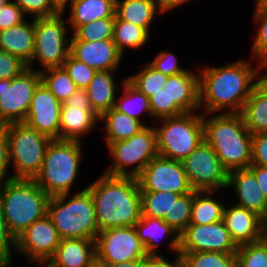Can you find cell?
Returning <instances> with one entry per match:
<instances>
[{
  "label": "cell",
  "instance_id": "cell-33",
  "mask_svg": "<svg viewBox=\"0 0 267 267\" xmlns=\"http://www.w3.org/2000/svg\"><path fill=\"white\" fill-rule=\"evenodd\" d=\"M240 114L252 135L267 132V96L257 87L252 90Z\"/></svg>",
  "mask_w": 267,
  "mask_h": 267
},
{
  "label": "cell",
  "instance_id": "cell-22",
  "mask_svg": "<svg viewBox=\"0 0 267 267\" xmlns=\"http://www.w3.org/2000/svg\"><path fill=\"white\" fill-rule=\"evenodd\" d=\"M231 204H225L223 221L235 244L239 247L260 241L262 217L244 207Z\"/></svg>",
  "mask_w": 267,
  "mask_h": 267
},
{
  "label": "cell",
  "instance_id": "cell-7",
  "mask_svg": "<svg viewBox=\"0 0 267 267\" xmlns=\"http://www.w3.org/2000/svg\"><path fill=\"white\" fill-rule=\"evenodd\" d=\"M158 124H157V123ZM159 156L182 162L204 140L200 111L163 118L153 124Z\"/></svg>",
  "mask_w": 267,
  "mask_h": 267
},
{
  "label": "cell",
  "instance_id": "cell-29",
  "mask_svg": "<svg viewBox=\"0 0 267 267\" xmlns=\"http://www.w3.org/2000/svg\"><path fill=\"white\" fill-rule=\"evenodd\" d=\"M99 123V127L102 124L100 130L104 132L102 138L105 143L103 145L106 146L131 138L145 127L141 121L117 111L114 107L99 117Z\"/></svg>",
  "mask_w": 267,
  "mask_h": 267
},
{
  "label": "cell",
  "instance_id": "cell-59",
  "mask_svg": "<svg viewBox=\"0 0 267 267\" xmlns=\"http://www.w3.org/2000/svg\"><path fill=\"white\" fill-rule=\"evenodd\" d=\"M30 265L39 266V267H52L49 262H27Z\"/></svg>",
  "mask_w": 267,
  "mask_h": 267
},
{
  "label": "cell",
  "instance_id": "cell-52",
  "mask_svg": "<svg viewBox=\"0 0 267 267\" xmlns=\"http://www.w3.org/2000/svg\"><path fill=\"white\" fill-rule=\"evenodd\" d=\"M256 87L267 96V57L256 61Z\"/></svg>",
  "mask_w": 267,
  "mask_h": 267
},
{
  "label": "cell",
  "instance_id": "cell-4",
  "mask_svg": "<svg viewBox=\"0 0 267 267\" xmlns=\"http://www.w3.org/2000/svg\"><path fill=\"white\" fill-rule=\"evenodd\" d=\"M49 198L33 179H10L0 185V206L14 239L47 214Z\"/></svg>",
  "mask_w": 267,
  "mask_h": 267
},
{
  "label": "cell",
  "instance_id": "cell-62",
  "mask_svg": "<svg viewBox=\"0 0 267 267\" xmlns=\"http://www.w3.org/2000/svg\"><path fill=\"white\" fill-rule=\"evenodd\" d=\"M9 0H0V10Z\"/></svg>",
  "mask_w": 267,
  "mask_h": 267
},
{
  "label": "cell",
  "instance_id": "cell-46",
  "mask_svg": "<svg viewBox=\"0 0 267 267\" xmlns=\"http://www.w3.org/2000/svg\"><path fill=\"white\" fill-rule=\"evenodd\" d=\"M15 239L9 233L0 206V267L13 266Z\"/></svg>",
  "mask_w": 267,
  "mask_h": 267
},
{
  "label": "cell",
  "instance_id": "cell-40",
  "mask_svg": "<svg viewBox=\"0 0 267 267\" xmlns=\"http://www.w3.org/2000/svg\"><path fill=\"white\" fill-rule=\"evenodd\" d=\"M236 260L237 267H267V240L239 246Z\"/></svg>",
  "mask_w": 267,
  "mask_h": 267
},
{
  "label": "cell",
  "instance_id": "cell-27",
  "mask_svg": "<svg viewBox=\"0 0 267 267\" xmlns=\"http://www.w3.org/2000/svg\"><path fill=\"white\" fill-rule=\"evenodd\" d=\"M95 257V240L71 238L60 241L48 262L52 267H87Z\"/></svg>",
  "mask_w": 267,
  "mask_h": 267
},
{
  "label": "cell",
  "instance_id": "cell-5",
  "mask_svg": "<svg viewBox=\"0 0 267 267\" xmlns=\"http://www.w3.org/2000/svg\"><path fill=\"white\" fill-rule=\"evenodd\" d=\"M82 144L84 142L53 139L47 145L41 169L33 180L50 197L71 193L78 185L76 180L84 160Z\"/></svg>",
  "mask_w": 267,
  "mask_h": 267
},
{
  "label": "cell",
  "instance_id": "cell-43",
  "mask_svg": "<svg viewBox=\"0 0 267 267\" xmlns=\"http://www.w3.org/2000/svg\"><path fill=\"white\" fill-rule=\"evenodd\" d=\"M63 67L79 89H86L97 72L84 62L74 58L70 53L64 61Z\"/></svg>",
  "mask_w": 267,
  "mask_h": 267
},
{
  "label": "cell",
  "instance_id": "cell-55",
  "mask_svg": "<svg viewBox=\"0 0 267 267\" xmlns=\"http://www.w3.org/2000/svg\"><path fill=\"white\" fill-rule=\"evenodd\" d=\"M194 0H159V6H160V10L164 16V14L168 15V12H175V9L177 10L178 8H180L183 5H187V3L189 4L190 2H193ZM198 1V0H197Z\"/></svg>",
  "mask_w": 267,
  "mask_h": 267
},
{
  "label": "cell",
  "instance_id": "cell-39",
  "mask_svg": "<svg viewBox=\"0 0 267 267\" xmlns=\"http://www.w3.org/2000/svg\"><path fill=\"white\" fill-rule=\"evenodd\" d=\"M115 18H102L79 26L70 37V41L113 40Z\"/></svg>",
  "mask_w": 267,
  "mask_h": 267
},
{
  "label": "cell",
  "instance_id": "cell-13",
  "mask_svg": "<svg viewBox=\"0 0 267 267\" xmlns=\"http://www.w3.org/2000/svg\"><path fill=\"white\" fill-rule=\"evenodd\" d=\"M96 258L106 264L141 260L147 253L134 227L100 231L95 239Z\"/></svg>",
  "mask_w": 267,
  "mask_h": 267
},
{
  "label": "cell",
  "instance_id": "cell-6",
  "mask_svg": "<svg viewBox=\"0 0 267 267\" xmlns=\"http://www.w3.org/2000/svg\"><path fill=\"white\" fill-rule=\"evenodd\" d=\"M86 186L77 192L49 198L47 216L61 240L71 238L95 240L100 232L93 199Z\"/></svg>",
  "mask_w": 267,
  "mask_h": 267
},
{
  "label": "cell",
  "instance_id": "cell-24",
  "mask_svg": "<svg viewBox=\"0 0 267 267\" xmlns=\"http://www.w3.org/2000/svg\"><path fill=\"white\" fill-rule=\"evenodd\" d=\"M69 12H67V11ZM116 0H71L63 9L71 34L84 24L102 18H115Z\"/></svg>",
  "mask_w": 267,
  "mask_h": 267
},
{
  "label": "cell",
  "instance_id": "cell-12",
  "mask_svg": "<svg viewBox=\"0 0 267 267\" xmlns=\"http://www.w3.org/2000/svg\"><path fill=\"white\" fill-rule=\"evenodd\" d=\"M40 83V72L29 67L11 80H0V120L5 125L24 122Z\"/></svg>",
  "mask_w": 267,
  "mask_h": 267
},
{
  "label": "cell",
  "instance_id": "cell-1",
  "mask_svg": "<svg viewBox=\"0 0 267 267\" xmlns=\"http://www.w3.org/2000/svg\"><path fill=\"white\" fill-rule=\"evenodd\" d=\"M255 64L256 60L243 56L222 66H198L200 112L240 113L256 87Z\"/></svg>",
  "mask_w": 267,
  "mask_h": 267
},
{
  "label": "cell",
  "instance_id": "cell-21",
  "mask_svg": "<svg viewBox=\"0 0 267 267\" xmlns=\"http://www.w3.org/2000/svg\"><path fill=\"white\" fill-rule=\"evenodd\" d=\"M98 125L99 116L91 105H61L59 140L84 142V137L99 129Z\"/></svg>",
  "mask_w": 267,
  "mask_h": 267
},
{
  "label": "cell",
  "instance_id": "cell-19",
  "mask_svg": "<svg viewBox=\"0 0 267 267\" xmlns=\"http://www.w3.org/2000/svg\"><path fill=\"white\" fill-rule=\"evenodd\" d=\"M139 240L144 245L147 254H163L162 252L171 251L172 254L178 253L179 234L171 228L163 219L143 216L133 226ZM166 240V241H165ZM164 251L162 245H164Z\"/></svg>",
  "mask_w": 267,
  "mask_h": 267
},
{
  "label": "cell",
  "instance_id": "cell-2",
  "mask_svg": "<svg viewBox=\"0 0 267 267\" xmlns=\"http://www.w3.org/2000/svg\"><path fill=\"white\" fill-rule=\"evenodd\" d=\"M99 231L133 227L141 218V194L137 177L101 173L89 183Z\"/></svg>",
  "mask_w": 267,
  "mask_h": 267
},
{
  "label": "cell",
  "instance_id": "cell-15",
  "mask_svg": "<svg viewBox=\"0 0 267 267\" xmlns=\"http://www.w3.org/2000/svg\"><path fill=\"white\" fill-rule=\"evenodd\" d=\"M137 180L140 191H166L180 195L193 191L182 162L159 155L146 165Z\"/></svg>",
  "mask_w": 267,
  "mask_h": 267
},
{
  "label": "cell",
  "instance_id": "cell-16",
  "mask_svg": "<svg viewBox=\"0 0 267 267\" xmlns=\"http://www.w3.org/2000/svg\"><path fill=\"white\" fill-rule=\"evenodd\" d=\"M237 249L223 220L203 225L189 224L179 234V254L203 251L236 254Z\"/></svg>",
  "mask_w": 267,
  "mask_h": 267
},
{
  "label": "cell",
  "instance_id": "cell-47",
  "mask_svg": "<svg viewBox=\"0 0 267 267\" xmlns=\"http://www.w3.org/2000/svg\"><path fill=\"white\" fill-rule=\"evenodd\" d=\"M27 68L18 57L0 50V80H11Z\"/></svg>",
  "mask_w": 267,
  "mask_h": 267
},
{
  "label": "cell",
  "instance_id": "cell-28",
  "mask_svg": "<svg viewBox=\"0 0 267 267\" xmlns=\"http://www.w3.org/2000/svg\"><path fill=\"white\" fill-rule=\"evenodd\" d=\"M163 15L158 0H116L115 16L145 28L151 35L156 17Z\"/></svg>",
  "mask_w": 267,
  "mask_h": 267
},
{
  "label": "cell",
  "instance_id": "cell-36",
  "mask_svg": "<svg viewBox=\"0 0 267 267\" xmlns=\"http://www.w3.org/2000/svg\"><path fill=\"white\" fill-rule=\"evenodd\" d=\"M145 63L140 65L138 72H134L133 75L130 74L126 77L134 87L149 98L164 89L168 76L154 69L147 61Z\"/></svg>",
  "mask_w": 267,
  "mask_h": 267
},
{
  "label": "cell",
  "instance_id": "cell-26",
  "mask_svg": "<svg viewBox=\"0 0 267 267\" xmlns=\"http://www.w3.org/2000/svg\"><path fill=\"white\" fill-rule=\"evenodd\" d=\"M117 73L118 71H97L86 88L92 109L99 117L114 107L118 92L127 79L123 77L119 83Z\"/></svg>",
  "mask_w": 267,
  "mask_h": 267
},
{
  "label": "cell",
  "instance_id": "cell-63",
  "mask_svg": "<svg viewBox=\"0 0 267 267\" xmlns=\"http://www.w3.org/2000/svg\"><path fill=\"white\" fill-rule=\"evenodd\" d=\"M5 124L0 120V132L4 130Z\"/></svg>",
  "mask_w": 267,
  "mask_h": 267
},
{
  "label": "cell",
  "instance_id": "cell-57",
  "mask_svg": "<svg viewBox=\"0 0 267 267\" xmlns=\"http://www.w3.org/2000/svg\"><path fill=\"white\" fill-rule=\"evenodd\" d=\"M261 239L267 240V213L262 217Z\"/></svg>",
  "mask_w": 267,
  "mask_h": 267
},
{
  "label": "cell",
  "instance_id": "cell-58",
  "mask_svg": "<svg viewBox=\"0 0 267 267\" xmlns=\"http://www.w3.org/2000/svg\"><path fill=\"white\" fill-rule=\"evenodd\" d=\"M87 267H107V264L98 260L96 257Z\"/></svg>",
  "mask_w": 267,
  "mask_h": 267
},
{
  "label": "cell",
  "instance_id": "cell-34",
  "mask_svg": "<svg viewBox=\"0 0 267 267\" xmlns=\"http://www.w3.org/2000/svg\"><path fill=\"white\" fill-rule=\"evenodd\" d=\"M142 215L152 218H171L173 203L181 196L174 192L140 191Z\"/></svg>",
  "mask_w": 267,
  "mask_h": 267
},
{
  "label": "cell",
  "instance_id": "cell-25",
  "mask_svg": "<svg viewBox=\"0 0 267 267\" xmlns=\"http://www.w3.org/2000/svg\"><path fill=\"white\" fill-rule=\"evenodd\" d=\"M34 44L35 18H27L17 26L0 31V50L18 57L26 65L31 62Z\"/></svg>",
  "mask_w": 267,
  "mask_h": 267
},
{
  "label": "cell",
  "instance_id": "cell-53",
  "mask_svg": "<svg viewBox=\"0 0 267 267\" xmlns=\"http://www.w3.org/2000/svg\"><path fill=\"white\" fill-rule=\"evenodd\" d=\"M248 169L255 175L259 187L267 199V167L251 164Z\"/></svg>",
  "mask_w": 267,
  "mask_h": 267
},
{
  "label": "cell",
  "instance_id": "cell-11",
  "mask_svg": "<svg viewBox=\"0 0 267 267\" xmlns=\"http://www.w3.org/2000/svg\"><path fill=\"white\" fill-rule=\"evenodd\" d=\"M182 165L194 191H226L229 172L205 140L182 161Z\"/></svg>",
  "mask_w": 267,
  "mask_h": 267
},
{
  "label": "cell",
  "instance_id": "cell-48",
  "mask_svg": "<svg viewBox=\"0 0 267 267\" xmlns=\"http://www.w3.org/2000/svg\"><path fill=\"white\" fill-rule=\"evenodd\" d=\"M28 18L23 11L9 0L0 10V31L17 26Z\"/></svg>",
  "mask_w": 267,
  "mask_h": 267
},
{
  "label": "cell",
  "instance_id": "cell-8",
  "mask_svg": "<svg viewBox=\"0 0 267 267\" xmlns=\"http://www.w3.org/2000/svg\"><path fill=\"white\" fill-rule=\"evenodd\" d=\"M4 130L8 137L12 179H34L51 139L24 122L6 124Z\"/></svg>",
  "mask_w": 267,
  "mask_h": 267
},
{
  "label": "cell",
  "instance_id": "cell-49",
  "mask_svg": "<svg viewBox=\"0 0 267 267\" xmlns=\"http://www.w3.org/2000/svg\"><path fill=\"white\" fill-rule=\"evenodd\" d=\"M251 164L267 167V132L252 135Z\"/></svg>",
  "mask_w": 267,
  "mask_h": 267
},
{
  "label": "cell",
  "instance_id": "cell-3",
  "mask_svg": "<svg viewBox=\"0 0 267 267\" xmlns=\"http://www.w3.org/2000/svg\"><path fill=\"white\" fill-rule=\"evenodd\" d=\"M204 140L228 170L247 169L252 162V134L240 113L203 114Z\"/></svg>",
  "mask_w": 267,
  "mask_h": 267
},
{
  "label": "cell",
  "instance_id": "cell-35",
  "mask_svg": "<svg viewBox=\"0 0 267 267\" xmlns=\"http://www.w3.org/2000/svg\"><path fill=\"white\" fill-rule=\"evenodd\" d=\"M41 82L61 102H65L77 87L65 68L51 67L40 71Z\"/></svg>",
  "mask_w": 267,
  "mask_h": 267
},
{
  "label": "cell",
  "instance_id": "cell-51",
  "mask_svg": "<svg viewBox=\"0 0 267 267\" xmlns=\"http://www.w3.org/2000/svg\"><path fill=\"white\" fill-rule=\"evenodd\" d=\"M9 162L8 137L6 131L0 132V185L12 179ZM10 171V172H9Z\"/></svg>",
  "mask_w": 267,
  "mask_h": 267
},
{
  "label": "cell",
  "instance_id": "cell-42",
  "mask_svg": "<svg viewBox=\"0 0 267 267\" xmlns=\"http://www.w3.org/2000/svg\"><path fill=\"white\" fill-rule=\"evenodd\" d=\"M29 18L52 17L60 14L62 9L54 0H12Z\"/></svg>",
  "mask_w": 267,
  "mask_h": 267
},
{
  "label": "cell",
  "instance_id": "cell-31",
  "mask_svg": "<svg viewBox=\"0 0 267 267\" xmlns=\"http://www.w3.org/2000/svg\"><path fill=\"white\" fill-rule=\"evenodd\" d=\"M218 191H194L190 224H211L223 220L225 200L216 195ZM217 197V198H216Z\"/></svg>",
  "mask_w": 267,
  "mask_h": 267
},
{
  "label": "cell",
  "instance_id": "cell-9",
  "mask_svg": "<svg viewBox=\"0 0 267 267\" xmlns=\"http://www.w3.org/2000/svg\"><path fill=\"white\" fill-rule=\"evenodd\" d=\"M105 148L112 160L102 173L111 176L137 177L159 155L153 125H147L131 138L110 143Z\"/></svg>",
  "mask_w": 267,
  "mask_h": 267
},
{
  "label": "cell",
  "instance_id": "cell-14",
  "mask_svg": "<svg viewBox=\"0 0 267 267\" xmlns=\"http://www.w3.org/2000/svg\"><path fill=\"white\" fill-rule=\"evenodd\" d=\"M61 238L47 214L32 223L15 239L13 257L25 262H48L55 254Z\"/></svg>",
  "mask_w": 267,
  "mask_h": 267
},
{
  "label": "cell",
  "instance_id": "cell-54",
  "mask_svg": "<svg viewBox=\"0 0 267 267\" xmlns=\"http://www.w3.org/2000/svg\"><path fill=\"white\" fill-rule=\"evenodd\" d=\"M62 105H91L87 90L77 88Z\"/></svg>",
  "mask_w": 267,
  "mask_h": 267
},
{
  "label": "cell",
  "instance_id": "cell-61",
  "mask_svg": "<svg viewBox=\"0 0 267 267\" xmlns=\"http://www.w3.org/2000/svg\"><path fill=\"white\" fill-rule=\"evenodd\" d=\"M254 5H267V0H255Z\"/></svg>",
  "mask_w": 267,
  "mask_h": 267
},
{
  "label": "cell",
  "instance_id": "cell-45",
  "mask_svg": "<svg viewBox=\"0 0 267 267\" xmlns=\"http://www.w3.org/2000/svg\"><path fill=\"white\" fill-rule=\"evenodd\" d=\"M153 121L178 116L185 113L178 105H169L166 88L149 97Z\"/></svg>",
  "mask_w": 267,
  "mask_h": 267
},
{
  "label": "cell",
  "instance_id": "cell-30",
  "mask_svg": "<svg viewBox=\"0 0 267 267\" xmlns=\"http://www.w3.org/2000/svg\"><path fill=\"white\" fill-rule=\"evenodd\" d=\"M114 108L117 111L126 114L127 116L141 121L145 126H147V123L148 126L155 123V121H145L143 118L145 115H147L148 117H146V119H153L149 98L141 91H139L136 87H134L127 79L121 86L120 92H118Z\"/></svg>",
  "mask_w": 267,
  "mask_h": 267
},
{
  "label": "cell",
  "instance_id": "cell-20",
  "mask_svg": "<svg viewBox=\"0 0 267 267\" xmlns=\"http://www.w3.org/2000/svg\"><path fill=\"white\" fill-rule=\"evenodd\" d=\"M226 190L236 196L234 200L230 198L233 203L236 201L235 205L251 210L260 217L267 213V199L248 168L230 171Z\"/></svg>",
  "mask_w": 267,
  "mask_h": 267
},
{
  "label": "cell",
  "instance_id": "cell-18",
  "mask_svg": "<svg viewBox=\"0 0 267 267\" xmlns=\"http://www.w3.org/2000/svg\"><path fill=\"white\" fill-rule=\"evenodd\" d=\"M70 54L96 71H119L125 57L113 40L70 41Z\"/></svg>",
  "mask_w": 267,
  "mask_h": 267
},
{
  "label": "cell",
  "instance_id": "cell-41",
  "mask_svg": "<svg viewBox=\"0 0 267 267\" xmlns=\"http://www.w3.org/2000/svg\"><path fill=\"white\" fill-rule=\"evenodd\" d=\"M192 204L193 191L181 195L172 205L171 218H163V220L180 234L190 224Z\"/></svg>",
  "mask_w": 267,
  "mask_h": 267
},
{
  "label": "cell",
  "instance_id": "cell-10",
  "mask_svg": "<svg viewBox=\"0 0 267 267\" xmlns=\"http://www.w3.org/2000/svg\"><path fill=\"white\" fill-rule=\"evenodd\" d=\"M64 13L52 17L35 18V44L31 62L27 67L42 71L62 67L70 53V37ZM68 27V28H67ZM35 65H39L36 68Z\"/></svg>",
  "mask_w": 267,
  "mask_h": 267
},
{
  "label": "cell",
  "instance_id": "cell-44",
  "mask_svg": "<svg viewBox=\"0 0 267 267\" xmlns=\"http://www.w3.org/2000/svg\"><path fill=\"white\" fill-rule=\"evenodd\" d=\"M178 58L179 57H177L173 51L164 49L163 51H158L155 57L149 62L147 61V63L157 71L169 77L181 74L187 70L183 65L181 66V60Z\"/></svg>",
  "mask_w": 267,
  "mask_h": 267
},
{
  "label": "cell",
  "instance_id": "cell-50",
  "mask_svg": "<svg viewBox=\"0 0 267 267\" xmlns=\"http://www.w3.org/2000/svg\"><path fill=\"white\" fill-rule=\"evenodd\" d=\"M166 255L167 254H147L140 260V267H181L179 253H174L172 259H168Z\"/></svg>",
  "mask_w": 267,
  "mask_h": 267
},
{
  "label": "cell",
  "instance_id": "cell-17",
  "mask_svg": "<svg viewBox=\"0 0 267 267\" xmlns=\"http://www.w3.org/2000/svg\"><path fill=\"white\" fill-rule=\"evenodd\" d=\"M61 105L62 103L41 82L31 99L24 123L51 140L59 139Z\"/></svg>",
  "mask_w": 267,
  "mask_h": 267
},
{
  "label": "cell",
  "instance_id": "cell-56",
  "mask_svg": "<svg viewBox=\"0 0 267 267\" xmlns=\"http://www.w3.org/2000/svg\"><path fill=\"white\" fill-rule=\"evenodd\" d=\"M107 267H140V260H131L115 264H107Z\"/></svg>",
  "mask_w": 267,
  "mask_h": 267
},
{
  "label": "cell",
  "instance_id": "cell-38",
  "mask_svg": "<svg viewBox=\"0 0 267 267\" xmlns=\"http://www.w3.org/2000/svg\"><path fill=\"white\" fill-rule=\"evenodd\" d=\"M251 21L256 28L250 57L259 60L267 57V5H254Z\"/></svg>",
  "mask_w": 267,
  "mask_h": 267
},
{
  "label": "cell",
  "instance_id": "cell-32",
  "mask_svg": "<svg viewBox=\"0 0 267 267\" xmlns=\"http://www.w3.org/2000/svg\"><path fill=\"white\" fill-rule=\"evenodd\" d=\"M151 37L152 35L145 28L120 20L115 16L113 42L123 56L128 50H141L144 46L146 48V45L151 43L149 41H152Z\"/></svg>",
  "mask_w": 267,
  "mask_h": 267
},
{
  "label": "cell",
  "instance_id": "cell-37",
  "mask_svg": "<svg viewBox=\"0 0 267 267\" xmlns=\"http://www.w3.org/2000/svg\"><path fill=\"white\" fill-rule=\"evenodd\" d=\"M181 267H237L236 254L220 252H181Z\"/></svg>",
  "mask_w": 267,
  "mask_h": 267
},
{
  "label": "cell",
  "instance_id": "cell-23",
  "mask_svg": "<svg viewBox=\"0 0 267 267\" xmlns=\"http://www.w3.org/2000/svg\"><path fill=\"white\" fill-rule=\"evenodd\" d=\"M197 69V70H196ZM187 70L169 76L164 86L169 95V105H178L185 113L200 111L199 71Z\"/></svg>",
  "mask_w": 267,
  "mask_h": 267
},
{
  "label": "cell",
  "instance_id": "cell-60",
  "mask_svg": "<svg viewBox=\"0 0 267 267\" xmlns=\"http://www.w3.org/2000/svg\"><path fill=\"white\" fill-rule=\"evenodd\" d=\"M56 4L63 9L71 0H54Z\"/></svg>",
  "mask_w": 267,
  "mask_h": 267
}]
</instances>
